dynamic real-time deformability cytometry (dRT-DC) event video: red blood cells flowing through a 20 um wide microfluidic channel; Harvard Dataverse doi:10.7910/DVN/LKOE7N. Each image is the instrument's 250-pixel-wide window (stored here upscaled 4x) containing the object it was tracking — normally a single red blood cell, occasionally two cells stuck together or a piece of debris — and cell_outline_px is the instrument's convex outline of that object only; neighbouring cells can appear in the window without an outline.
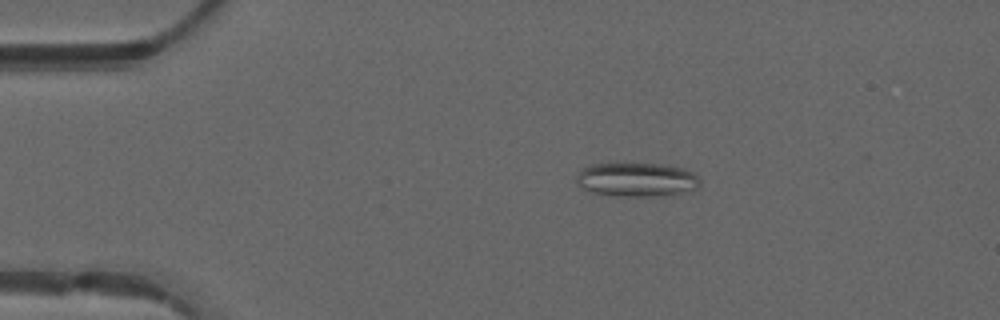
{"species": "common noctule bat (a hibernating species)", "species_latin": "Nyctalus noctula", "temperature_condition": "warm", "stored_images_in_passage": 49, "camera_frame_rate_fps": 3000, "um_per_image_px": 0.085, "animal": {"sex": "male", "forearm_length_mm": 52.5}, "frame": {"image": 1, "passage_image": 10, "time_ms": 3.0, "image_size_px": [1000, 320], "cell_outline_px": [[700, 184], [696, 188], [664, 196], [616, 196], [592, 192], [584, 188], [576, 180], [576, 176], [580, 168], [592, 164], [660, 164], [684, 168], [692, 172], [700, 180]], "centroid_in_image_um": [54.1, 15.26], "position_along_channel_um": 30.9, "area_um2": 24.28}}
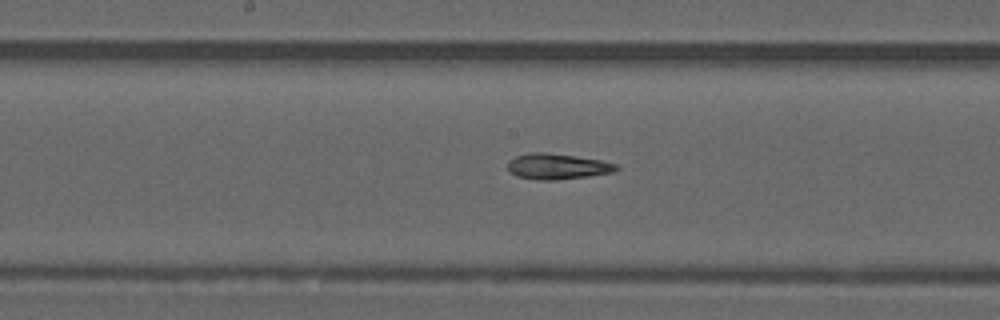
{"frame": {"image": 2, "passage_image": 26, "time_ms": 8.333, "image_size_px": [1000, 320], "cell_outline_px": [[620, 168], [612, 172], [588, 176], [556, 180], [540, 180], [516, 176], [508, 172], [508, 160], [516, 156], [528, 152], [544, 152], [576, 156], [600, 160], [616, 164]], "centroid_in_image_um": [47.33, 14.14], "position_along_channel_um": 200.9, "area_um2": 16.3}}
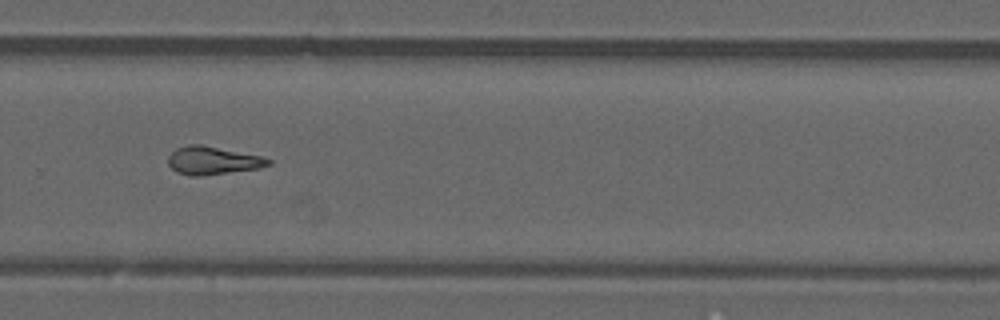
{"frame": {"image": 3, "passage_image": 34, "time_ms": 11.0, "image_size_px": [1000, 320], "cell_outline_px": [[272, 164], [260, 168], [196, 176], [192, 176], [176, 172], [168, 164], [168, 156], [176, 148], [188, 144], [200, 144], [260, 156], [272, 160]], "centroid_in_image_um": [18.06, 13.64], "position_along_channel_um": 311.7, "area_um2": 16.18}, "authors_computed_cell_mechanics": {"area_um2": 16.3574, "velocity_mm_per_s": 4.1797, "shape_relaxation_time_tau1_ms": null, "shape_relaxation_time_tau2_ms": 11.2033, "deformation_change_tau1": null, "deformation_change_tau2": 0.2623}}